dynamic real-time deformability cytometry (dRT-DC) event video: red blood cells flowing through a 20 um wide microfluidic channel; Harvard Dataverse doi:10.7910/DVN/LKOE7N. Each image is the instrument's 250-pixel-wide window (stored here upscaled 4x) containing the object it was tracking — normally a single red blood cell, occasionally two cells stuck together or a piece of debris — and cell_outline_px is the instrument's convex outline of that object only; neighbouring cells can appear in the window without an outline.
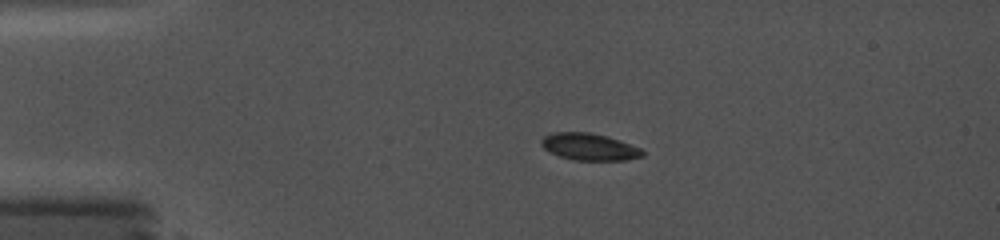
{"species": "common noctule bat (a hibernating species)", "species_latin": "Nyctalus noctula", "temperature_condition": "cold", "stored_images_in_passage": 51, "camera_frame_rate_fps": 5000, "um_per_image_px": 0.085, "animal": {"sex": "female", "body_mass_g": 19.0, "forearm_length_mm": 56.7}, "frame": {"image": 1, "passage_image": 13, "time_ms": 4.0, "image_size_px": [1000, 240], "cell_outline_px": [[644, 156], [628, 160], [572, 160], [560, 156], [544, 148], [540, 144], [540, 140], [544, 136], [552, 132], [588, 132], [608, 136], [620, 140], [640, 148], [644, 152]], "centroid_in_image_um": [50.1, 12.47], "position_along_channel_um": 34.9, "area_um2": 15.95}}
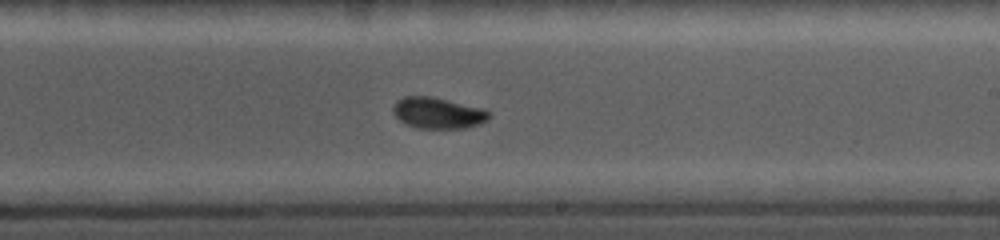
{"frame": {"image": 2, "passage_image": 35, "time_ms": 11.0, "image_size_px": [1000, 240], "cell_outline_px": [[492, 112], [488, 120], [464, 128], [416, 128], [404, 124], [392, 112], [392, 108], [396, 100], [404, 96], [432, 96], [484, 108]], "centroid_in_image_um": [37.21, 9.59], "position_along_channel_um": 251.8, "area_um2": 17.63}}
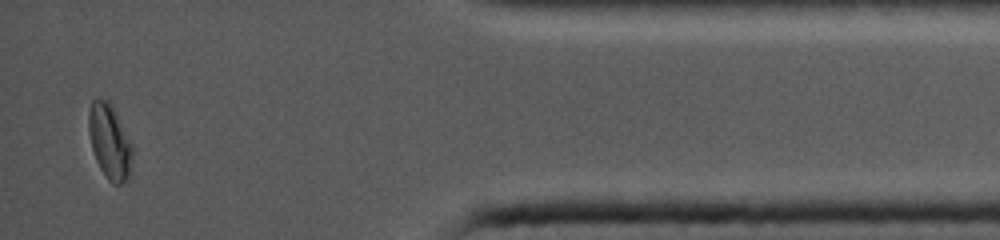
{"frame": {"image": 3, "passage_image": 49, "time_ms": 16.4, "image_size_px": [1000, 240], "cell_outline_px": [[132, 156], [128, 180], [120, 184], [112, 184], [108, 180], [100, 168], [96, 160], [92, 148], [88, 132], [88, 112], [92, 100], [108, 100], [112, 104], [132, 144]], "centroid_in_image_um": [9.31, 12.04], "position_along_channel_um": 425.9, "area_um2": 19.07}}